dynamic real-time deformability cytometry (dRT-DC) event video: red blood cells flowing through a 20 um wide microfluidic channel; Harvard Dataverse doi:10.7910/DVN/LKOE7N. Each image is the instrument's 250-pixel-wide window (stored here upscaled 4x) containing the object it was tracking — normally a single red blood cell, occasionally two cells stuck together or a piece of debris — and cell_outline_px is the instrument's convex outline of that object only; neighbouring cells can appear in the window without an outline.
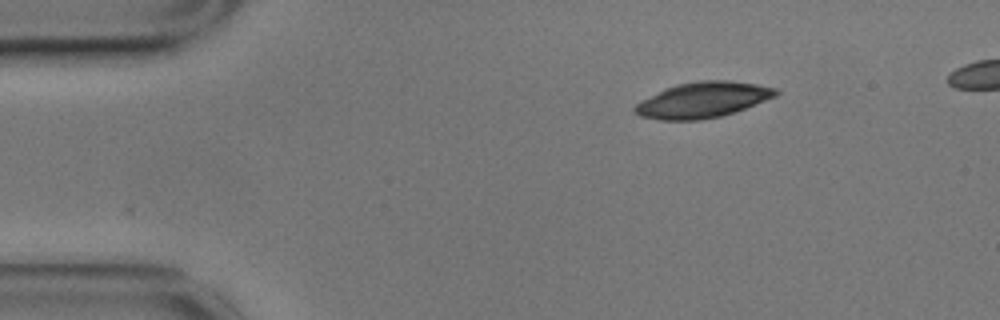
{"species": "common noctule bat (a hibernating species)", "species_latin": "Nyctalus noctula", "temperature_condition": "cold", "stored_images_in_passage": 36, "camera_frame_rate_fps": 3000, "um_per_image_px": 0.085, "animal": {"sex": "male", "body_mass_g": 17.9}, "frame": {"image": 1, "passage_image": 1, "time_ms": 0.0, "image_size_px": [1000, 320], "cell_outline_px": [[780, 92], [776, 96], [736, 112], [720, 116], [700, 120], [660, 120], [640, 116], [632, 108], [636, 104], [664, 88], [676, 84], [700, 80], [728, 80], [756, 84], [776, 88]], "centroid_in_image_um": [59.75, 8.49], "position_along_channel_um": 25.3, "area_um2": 29.25}}
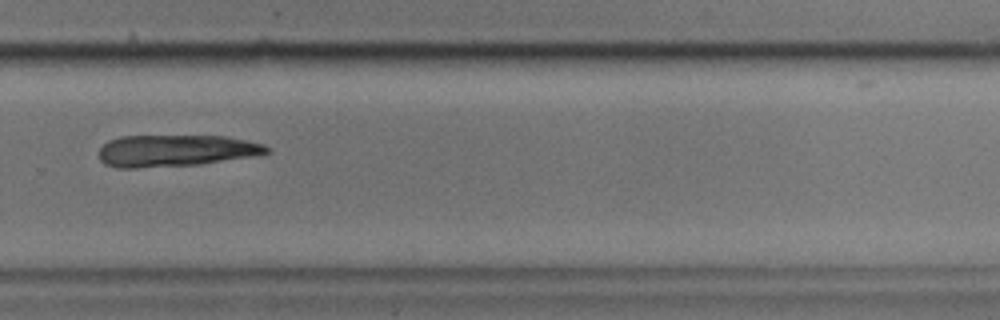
{"frame": {"image": 2, "passage_image": 31, "time_ms": 10.0, "image_size_px": [1000, 320], "cell_outline_px": [[272, 152], [260, 156], [200, 164], [136, 168], [116, 168], [104, 164], [100, 160], [96, 152], [108, 140], [120, 136], [224, 136], [264, 144], [272, 148]], "centroid_in_image_um": [14.95, 12.81], "position_along_channel_um": 314.8, "area_um2": 31.62}}
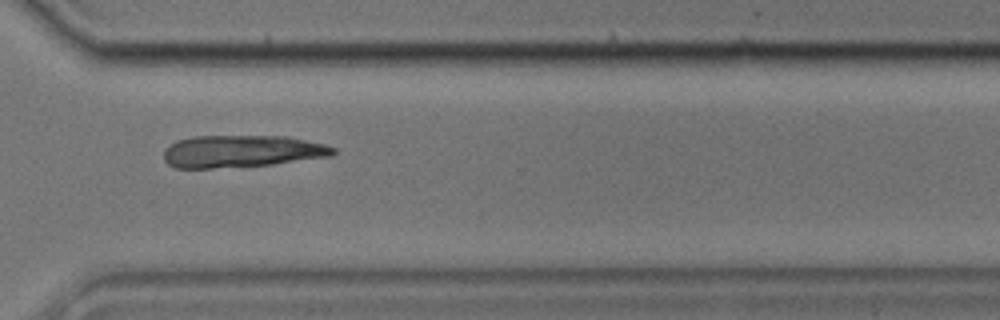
{"frame": {"image": 3, "passage_image": 34, "time_ms": 11.0, "image_size_px": [1000, 320], "cell_outline_px": [[336, 152], [332, 156], [272, 164], [212, 168], [176, 168], [168, 164], [164, 160], [164, 148], [176, 140], [192, 136], [284, 136], [324, 144], [336, 148]], "centroid_in_image_um": [20.51, 12.85], "position_along_channel_um": 350.1, "area_um2": 31.79}}